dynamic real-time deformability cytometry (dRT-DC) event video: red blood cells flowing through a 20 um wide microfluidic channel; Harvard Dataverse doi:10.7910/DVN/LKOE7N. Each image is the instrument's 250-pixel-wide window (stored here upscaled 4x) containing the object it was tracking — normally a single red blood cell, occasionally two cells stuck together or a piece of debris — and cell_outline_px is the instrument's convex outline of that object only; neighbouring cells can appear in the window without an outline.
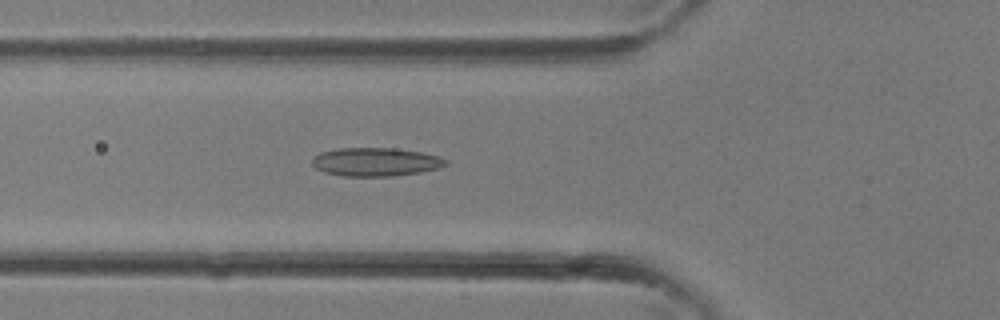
{"species": "common noctule bat (a hibernating species)", "species_latin": "Nyctalus noctula", "temperature_condition": "room temperature", "stored_images_in_passage": 29, "camera_frame_rate_fps": 3000, "um_per_image_px": 0.085, "animal": {"sex": "female"}, "frame": {"image": 1, "passage_image": 7, "time_ms": 2.0, "image_size_px": [1000, 320], "cell_outline_px": [[448, 164], [440, 168], [420, 172], [392, 176], [344, 176], [324, 172], [316, 168], [312, 164], [312, 160], [320, 152], [336, 148], [392, 148], [420, 152], [440, 156], [448, 160]], "centroid_in_image_um": [31.95, 13.76], "position_along_channel_um": 93.8, "area_um2": 22.2}}
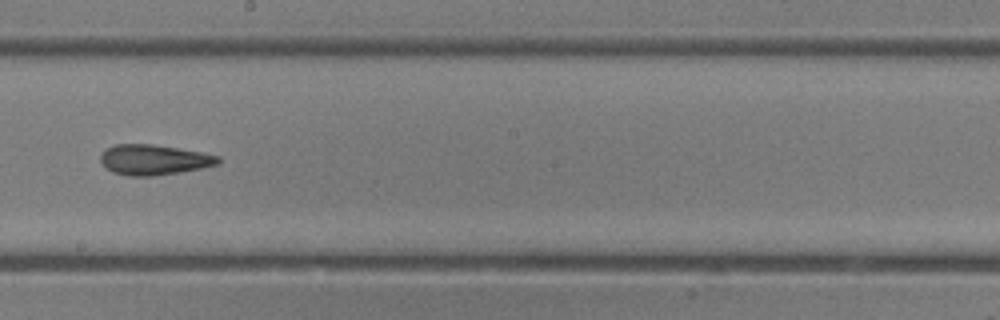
{"frame": {"image": 2, "passage_image": 14, "time_ms": 4.333, "image_size_px": [1000, 320], "cell_outline_px": [[220, 164], [180, 172], [152, 176], [128, 176], [112, 172], [100, 160], [100, 152], [116, 144], [152, 144], [200, 152], [220, 156]], "centroid_in_image_um": [13.07, 13.58], "position_along_channel_um": 235.1, "area_um2": 20.63}}
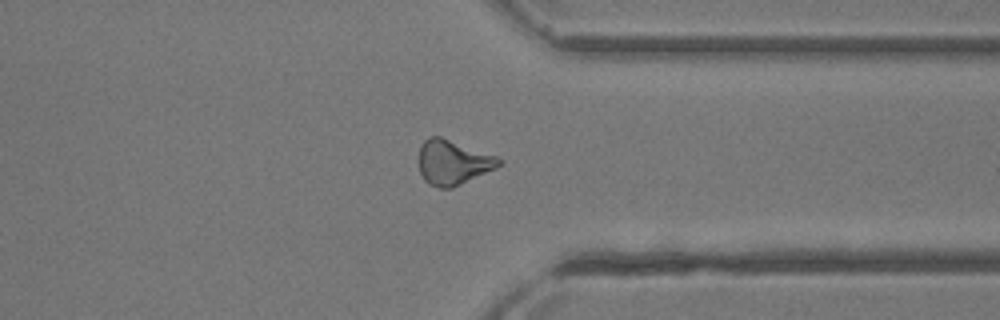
{"frame": {"image": 3, "passage_image": 21, "time_ms": 6.667, "image_size_px": [1000, 320], "cell_outline_px": [[504, 160], [496, 168], [452, 188], [440, 188], [428, 184], [424, 180], [420, 172], [420, 144], [424, 140], [432, 136], [440, 136], [496, 156]], "centroid_in_image_um": [38.5, 13.8], "position_along_channel_um": 372.9, "area_um2": 20.69}}